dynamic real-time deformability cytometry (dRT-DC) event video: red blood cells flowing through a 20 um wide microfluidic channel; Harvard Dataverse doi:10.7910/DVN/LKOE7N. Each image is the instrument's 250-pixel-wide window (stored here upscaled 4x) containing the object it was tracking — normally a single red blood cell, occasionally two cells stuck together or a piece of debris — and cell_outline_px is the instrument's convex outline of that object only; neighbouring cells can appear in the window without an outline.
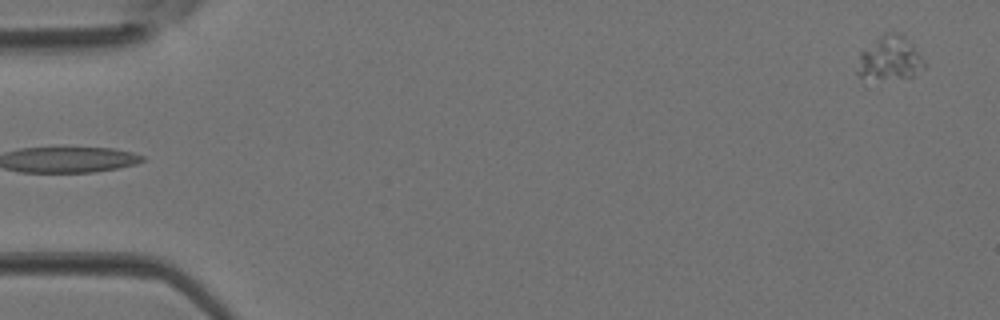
{"species": "Egyptian fruit bat (a non-hibernating species)", "species_latin": "Rousettus aegyptiacus", "temperature_condition": "room temperature", "stored_images_in_passage": 3, "camera_frame_rate_fps": 3000, "um_per_image_px": 0.085, "animal": {"sex": "female"}, "frame": {"image": 1, "passage_image": 3, "time_ms": 0.667, "image_size_px": [1000, 320], "cell_outline_px": [[928, 64], [924, 68], [912, 76], [860, 76], [856, 72], [860, 52], [884, 32], [900, 32], [908, 40]], "centroid_in_image_um": [75.66, 4.87], "position_along_channel_um": 9.3, "area_um2": 16.47}}